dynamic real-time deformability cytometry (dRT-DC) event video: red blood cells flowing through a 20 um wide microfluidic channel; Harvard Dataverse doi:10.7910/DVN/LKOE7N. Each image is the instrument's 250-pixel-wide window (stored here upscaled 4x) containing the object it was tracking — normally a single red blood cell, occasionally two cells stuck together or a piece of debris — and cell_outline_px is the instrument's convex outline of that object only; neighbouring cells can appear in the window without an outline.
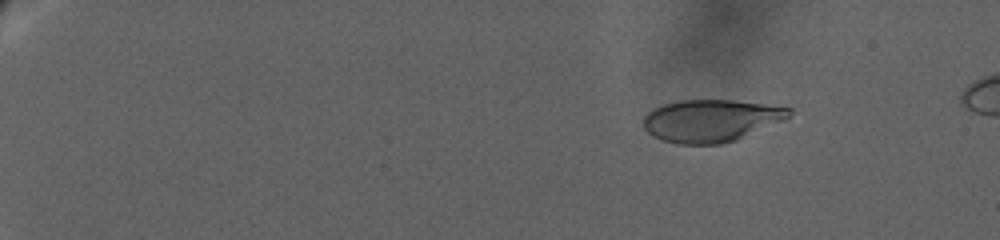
{"species": "human", "species_latin": "Homo sapiens", "temperature_condition": "warm", "stored_images_in_passage": 102, "camera_frame_rate_fps": 3000, "um_per_image_px": 0.085, "donor": {"sex": "female"}, "frame": {"image": 1, "passage_image": 17, "time_ms": 3.667, "image_size_px": [1000, 240], "cell_outline_px": [[792, 112], [788, 120], [736, 140], [720, 144], [676, 144], [664, 140], [648, 132], [644, 128], [644, 116], [648, 112], [664, 104], [680, 100], [732, 100], [792, 108]], "centroid_in_image_um": [60.5, 10.25], "position_along_channel_um": 24.5, "area_um2": 35.95}}
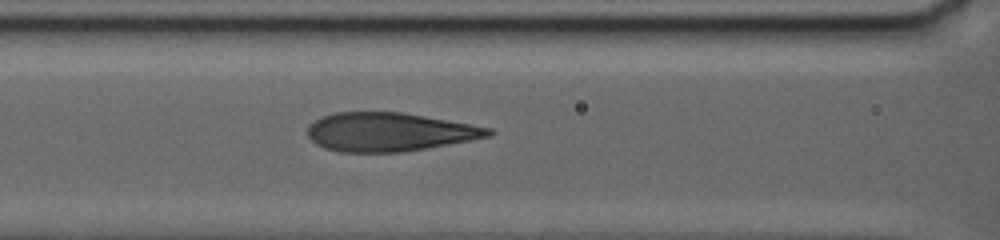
{"frame": {"image": 2, "passage_image": 82, "time_ms": 12.667, "image_size_px": [1000, 240], "cell_outline_px": [[496, 132], [492, 136], [424, 148], [400, 152], [340, 152], [324, 148], [316, 144], [308, 136], [308, 124], [320, 116], [336, 112], [404, 112], [492, 128]], "centroid_in_image_um": [33.06, 11.21], "position_along_channel_um": 133.5, "area_um2": 40.75}}
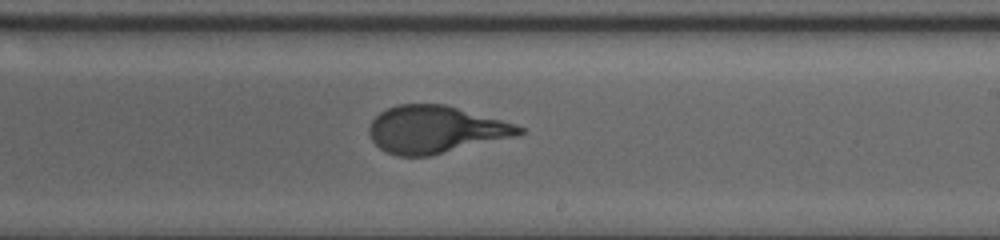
{"frame": {"image": 3, "passage_image": 102, "time_ms": 16.667, "image_size_px": [1000, 240], "cell_outline_px": [[524, 132], [516, 136], [428, 156], [396, 156], [380, 148], [372, 140], [368, 132], [368, 128], [372, 120], [380, 112], [396, 104], [444, 104], [516, 124], [524, 128]], "centroid_in_image_um": [36.99, 11.0], "position_along_channel_um": 252.0, "area_um2": 41.04}}